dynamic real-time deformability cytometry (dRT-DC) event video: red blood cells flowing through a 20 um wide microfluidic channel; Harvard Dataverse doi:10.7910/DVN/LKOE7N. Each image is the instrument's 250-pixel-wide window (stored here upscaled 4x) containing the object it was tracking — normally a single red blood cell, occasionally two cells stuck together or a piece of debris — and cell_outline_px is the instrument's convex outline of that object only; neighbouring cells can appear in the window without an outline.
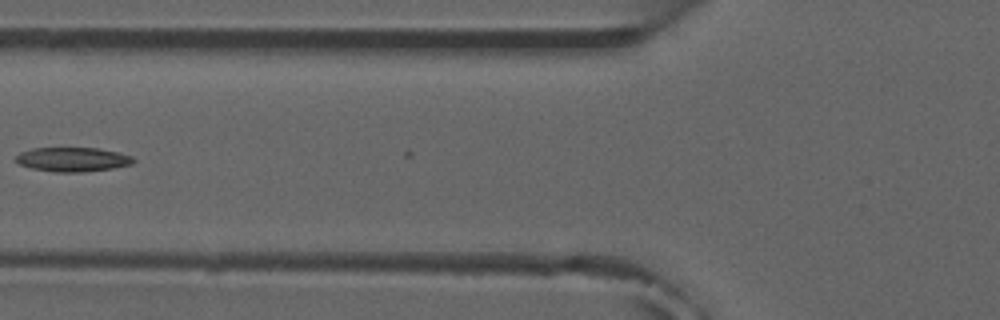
{"species": "common noctule bat (a hibernating species)", "species_latin": "Nyctalus noctula", "temperature_condition": "room temperature", "stored_images_in_passage": 7, "camera_frame_rate_fps": 3000, "um_per_image_px": 0.085, "animal": {"sex": "male", "forearm_length_mm": 52.5}, "frame": {"image": 1, "passage_image": 6, "time_ms": 6.333, "image_size_px": [1000, 320], "cell_outline_px": [[136, 160], [132, 164], [112, 168], [84, 172], [52, 172], [32, 168], [20, 164], [16, 160], [16, 156], [20, 152], [32, 148], [100, 148], [132, 156]], "centroid_in_image_um": [6.18, 13.55], "position_along_channel_um": 119.6, "area_um2": 16.59}}
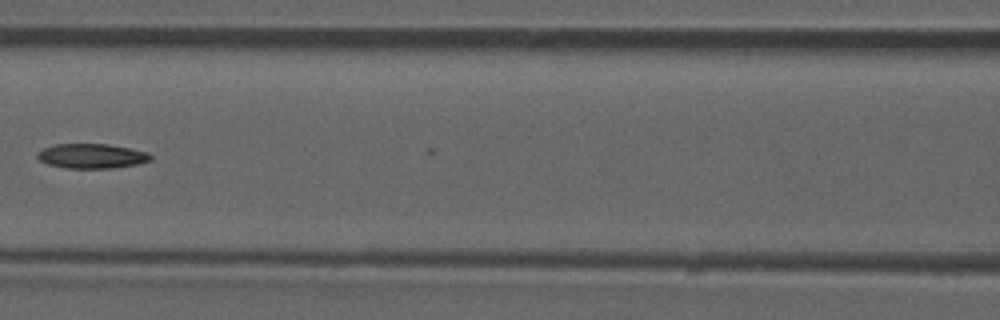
{"frame": {"image": 2, "passage_image": 7, "time_ms": 7.333, "image_size_px": [1000, 320], "cell_outline_px": [[152, 160], [136, 164], [112, 168], [68, 168], [48, 164], [40, 160], [36, 156], [36, 152], [44, 148], [56, 144], [108, 144], [148, 152], [152, 156]], "centroid_in_image_um": [7.79, 13.26], "position_along_channel_um": 158.8, "area_um2": 16.18}}